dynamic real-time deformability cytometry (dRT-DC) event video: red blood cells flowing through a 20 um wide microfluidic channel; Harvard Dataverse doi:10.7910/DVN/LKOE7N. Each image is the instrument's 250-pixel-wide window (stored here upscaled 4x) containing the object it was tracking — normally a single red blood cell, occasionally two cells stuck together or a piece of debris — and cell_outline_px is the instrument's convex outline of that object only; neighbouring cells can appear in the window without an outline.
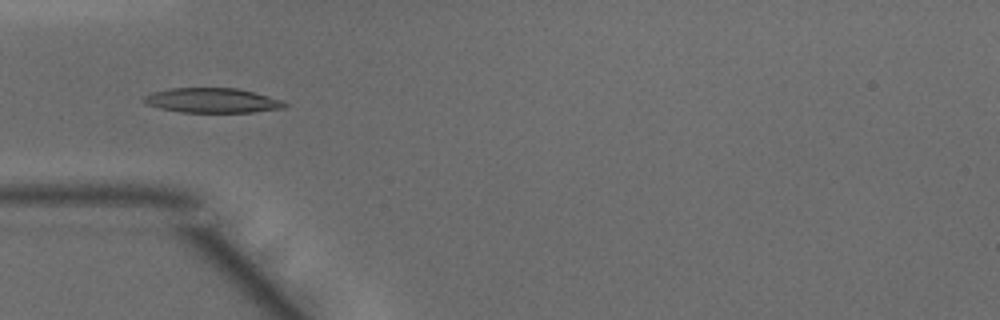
{"species": "common noctule bat (a hibernating species)", "species_latin": "Nyctalus noctula", "temperature_condition": "warm", "stored_images_in_passage": 20, "camera_frame_rate_fps": 3000, "um_per_image_px": 0.085, "animal": {"sex": "male", "body_mass_g": 15.6}, "frame": {"image": 1, "passage_image": 14, "time_ms": 4.333, "image_size_px": [1000, 320], "cell_outline_px": [[288, 104], [284, 108], [252, 112], [180, 112], [160, 108], [144, 104], [140, 100], [144, 96], [152, 92], [172, 88], [236, 88], [284, 100]], "centroid_in_image_um": [18.01, 8.54], "position_along_channel_um": 67.0, "area_um2": 20.35}}